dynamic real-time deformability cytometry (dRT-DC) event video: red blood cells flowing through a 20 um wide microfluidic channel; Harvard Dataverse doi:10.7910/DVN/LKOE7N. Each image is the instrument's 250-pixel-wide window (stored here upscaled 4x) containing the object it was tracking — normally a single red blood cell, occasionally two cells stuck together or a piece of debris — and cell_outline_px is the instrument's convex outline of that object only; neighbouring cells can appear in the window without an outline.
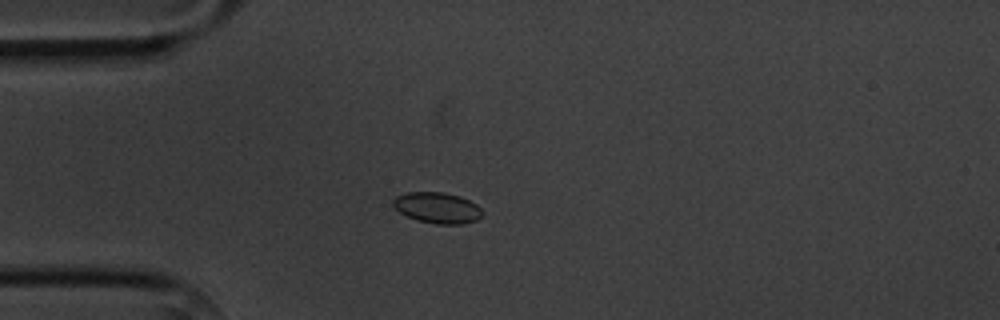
{"species": "common noctule bat (a hibernating species)", "species_latin": "Nyctalus noctula", "temperature_condition": "cold", "stored_images_in_passage": 7, "camera_frame_rate_fps": 3000, "um_per_image_px": 0.085, "animal": {"sex": "male", "body_mass_g": 20.1, "forearm_length_mm": 53.5}, "frame": {"image": 1, "passage_image": 4, "time_ms": 4.333, "image_size_px": [1000, 320], "cell_outline_px": [[484, 212], [476, 220], [464, 224], [436, 224], [416, 220], [400, 212], [392, 204], [392, 200], [396, 196], [408, 192], [444, 192], [460, 196], [476, 204]], "centroid_in_image_um": [37.17, 17.66], "position_along_channel_um": 47.8, "area_um2": 16.07}}
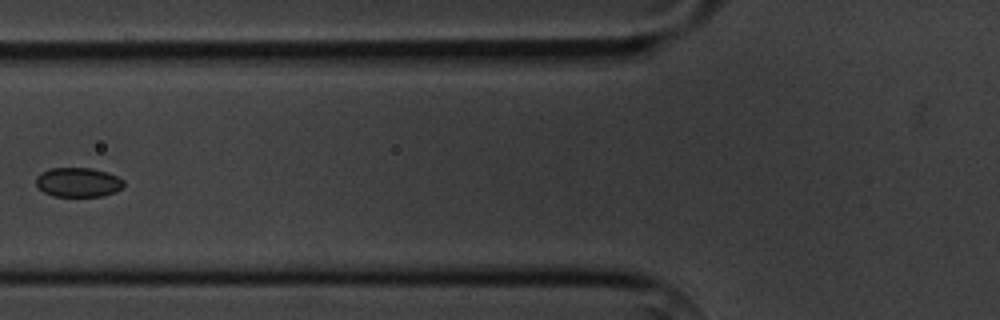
{"frame": {"image": 2, "passage_image": 6, "time_ms": 6.667, "image_size_px": [1000, 320], "cell_outline_px": [[124, 188], [116, 192], [104, 196], [52, 196], [44, 192], [36, 184], [36, 176], [40, 172], [52, 168], [92, 168], [108, 172], [124, 180]], "centroid_in_image_um": [6.67, 15.49], "position_along_channel_um": 119.1, "area_um2": 15.2}}
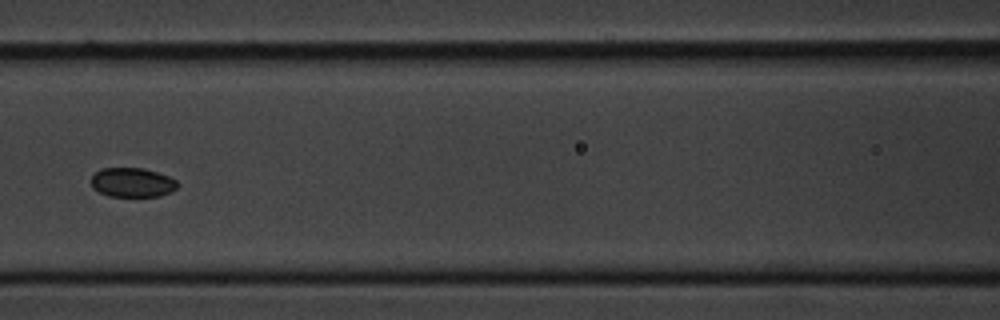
{"frame": {"image": 3, "passage_image": 7, "time_ms": 7.667, "image_size_px": [1000, 320], "cell_outline_px": [[176, 188], [160, 196], [108, 196], [92, 188], [88, 180], [100, 168], [144, 168], [168, 176], [176, 180]], "centroid_in_image_um": [11.17, 15.5], "position_along_channel_um": 155.4, "area_um2": 14.74}}